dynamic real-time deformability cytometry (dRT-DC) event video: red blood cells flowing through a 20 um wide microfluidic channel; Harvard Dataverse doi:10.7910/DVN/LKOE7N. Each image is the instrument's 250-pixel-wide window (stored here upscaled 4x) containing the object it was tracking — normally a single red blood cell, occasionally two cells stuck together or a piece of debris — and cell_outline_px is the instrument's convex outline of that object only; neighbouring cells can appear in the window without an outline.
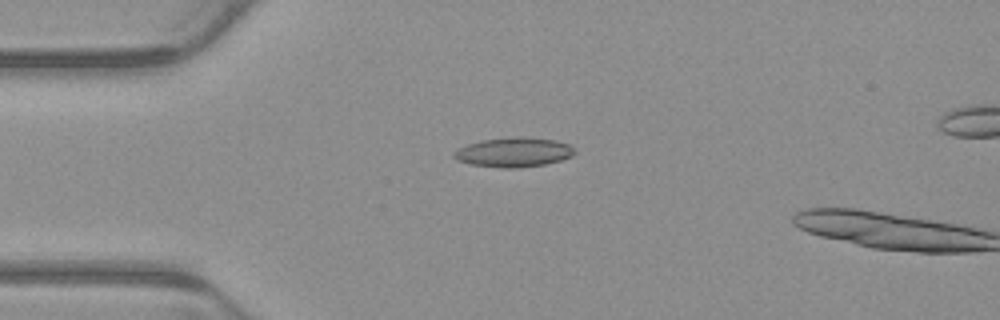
{"species": "common noctule bat (a hibernating species)", "species_latin": "Nyctalus noctula", "temperature_condition": "warm", "stored_images_in_passage": 4, "camera_frame_rate_fps": 3000, "um_per_image_px": 0.085, "animal": {"sex": "male", "body_mass_g": 23.1, "forearm_length_mm": 52.7}, "frame": {"image": 1, "passage_image": 3, "time_ms": 0.667, "image_size_px": [1000, 320], "cell_outline_px": [[576, 152], [572, 156], [560, 160], [544, 164], [516, 168], [500, 168], [468, 164], [456, 160], [452, 156], [452, 152], [468, 144], [484, 140], [516, 136], [524, 136], [556, 140], [572, 144]], "centroid_in_image_um": [43.68, 12.94], "position_along_channel_um": 41.3, "area_um2": 20.98}}